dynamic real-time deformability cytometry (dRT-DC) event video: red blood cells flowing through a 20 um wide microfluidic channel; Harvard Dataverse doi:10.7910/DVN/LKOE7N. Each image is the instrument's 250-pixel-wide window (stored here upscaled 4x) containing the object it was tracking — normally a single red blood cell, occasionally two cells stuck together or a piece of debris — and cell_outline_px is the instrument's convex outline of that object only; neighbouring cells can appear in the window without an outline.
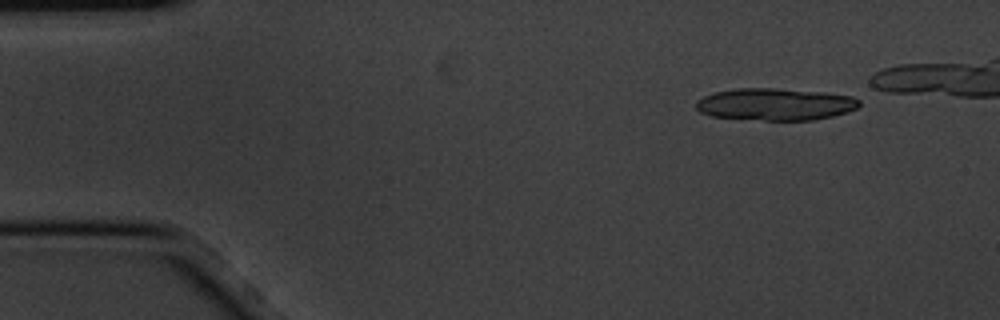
{"species": "common noctule bat (a hibernating species)", "species_latin": "Nyctalus noctula", "temperature_condition": "cold", "stored_images_in_passage": 5, "camera_frame_rate_fps": 3000, "um_per_image_px": 0.085, "animal": {"sex": "male", "body_mass_g": 20.1, "forearm_length_mm": 53.5}, "frame": {"image": 1, "passage_image": 1, "time_ms": 0.0, "image_size_px": [1000, 320], "cell_outline_px": [[860, 104], [856, 108], [848, 112], [832, 116], [812, 120], [764, 120], [712, 116], [700, 112], [696, 108], [696, 100], [704, 96], [716, 92], [736, 88], [776, 88], [824, 92], [852, 96], [860, 100]], "centroid_in_image_um": [65.91, 8.86], "position_along_channel_um": 19.1, "area_um2": 30.52}}